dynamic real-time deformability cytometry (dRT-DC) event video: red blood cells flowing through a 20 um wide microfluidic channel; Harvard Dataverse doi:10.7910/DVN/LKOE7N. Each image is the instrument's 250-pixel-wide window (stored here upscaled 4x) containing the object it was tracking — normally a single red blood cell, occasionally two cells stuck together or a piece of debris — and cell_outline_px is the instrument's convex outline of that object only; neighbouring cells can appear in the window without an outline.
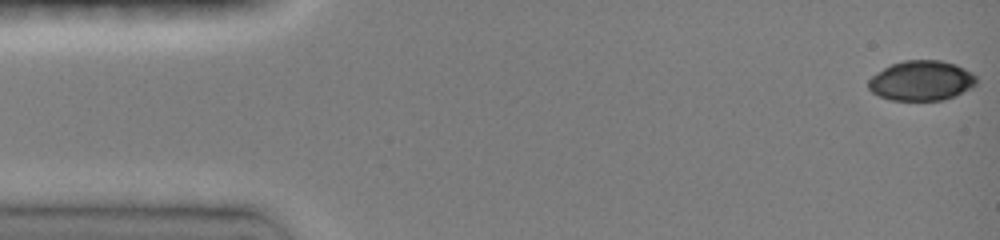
{"species": "common noctule bat (a hibernating species)", "species_latin": "Nyctalus noctula", "temperature_condition": "room temperature", "stored_images_in_passage": 26, "camera_frame_rate_fps": 3000, "um_per_image_px": 0.085, "animal": {"sex": "female", "body_mass_g": 19.0, "forearm_length_mm": 51.5}, "frame": {"image": 1, "passage_image": 1, "time_ms": 0.0, "image_size_px": [1000, 240], "cell_outline_px": [[976, 84], [972, 88], [944, 100], [892, 100], [880, 96], [872, 92], [868, 88], [868, 80], [872, 76], [884, 68], [892, 64], [904, 60], [940, 60], [956, 64], [972, 72], [976, 76]], "centroid_in_image_um": [78.33, 6.85], "position_along_channel_um": 6.7, "area_um2": 25.14}}
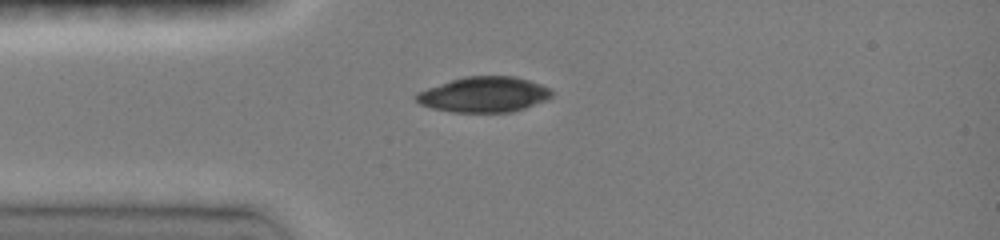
{"frame": {"image": 2, "passage_image": 22, "time_ms": 3.667, "image_size_px": [1000, 240], "cell_outline_px": [[552, 96], [544, 100], [524, 108], [512, 112], [452, 112], [432, 108], [420, 104], [412, 96], [428, 88], [464, 76], [516, 76], [540, 84], [548, 88], [552, 92]], "centroid_in_image_um": [41.12, 8.03], "position_along_channel_um": 43.9, "area_um2": 27.69}}